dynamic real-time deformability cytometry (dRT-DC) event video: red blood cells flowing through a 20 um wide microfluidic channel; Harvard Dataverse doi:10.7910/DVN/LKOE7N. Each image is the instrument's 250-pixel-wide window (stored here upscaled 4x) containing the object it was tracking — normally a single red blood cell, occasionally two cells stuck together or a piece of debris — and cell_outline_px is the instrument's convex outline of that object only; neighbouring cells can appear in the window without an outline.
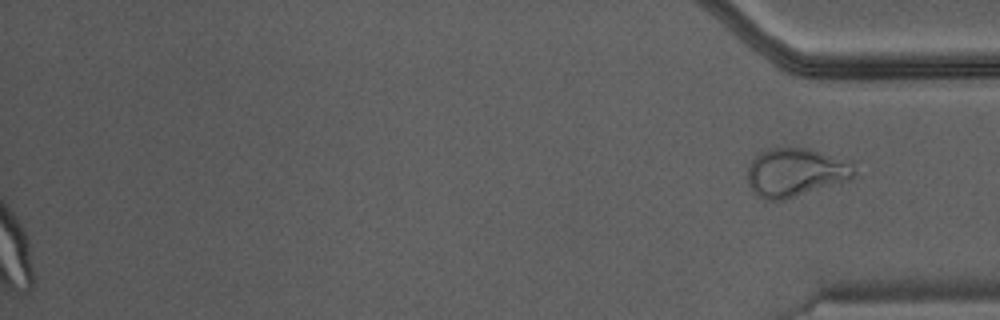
{"species": "Egyptian fruit bat (a non-hibernating species)", "species_latin": "Rousettus aegyptiacus", "temperature_condition": "warm", "stored_images_in_passage": 34, "camera_frame_rate_fps": 3000, "um_per_image_px": 0.085, "animal": {"sex": "male"}, "frame": {"image": 1, "passage_image": 34, "time_ms": 11.0, "image_size_px": [1000, 320], "cell_outline_px": [[856, 176], [852, 180], [784, 200], [764, 200], [752, 192], [748, 184], [748, 164], [760, 152], [768, 148], [808, 148], [852, 160], [856, 172]], "centroid_in_image_um": [67.67, 14.66], "position_along_channel_um": 367.5, "area_um2": 30.92}}